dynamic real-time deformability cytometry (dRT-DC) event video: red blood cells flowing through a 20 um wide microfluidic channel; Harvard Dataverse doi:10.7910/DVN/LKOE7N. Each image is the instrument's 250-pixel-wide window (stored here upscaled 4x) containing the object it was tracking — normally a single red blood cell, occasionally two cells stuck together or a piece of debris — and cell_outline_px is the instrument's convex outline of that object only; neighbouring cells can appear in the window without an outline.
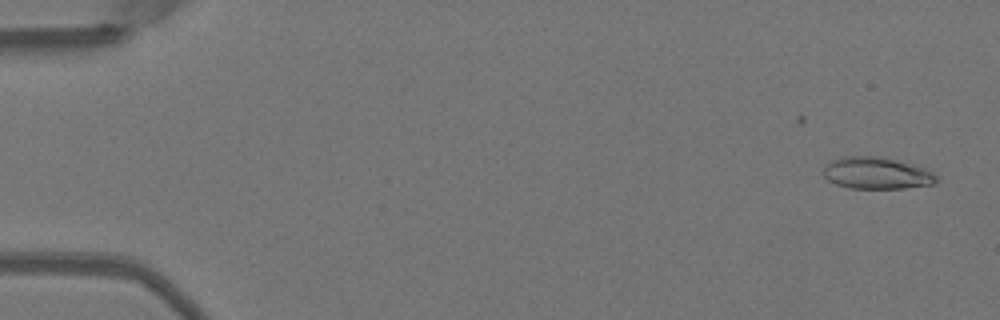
{"species": "Egyptian fruit bat (a non-hibernating species)", "species_latin": "Rousettus aegyptiacus", "temperature_condition": "warm", "stored_images_in_passage": 50, "camera_frame_rate_fps": 3000, "um_per_image_px": 0.085, "animal": {"sex": "female"}, "frame": {"image": 1, "passage_image": 1, "time_ms": 0.0, "image_size_px": [1000, 320], "cell_outline_px": [[940, 180], [936, 184], [904, 188], [848, 188], [836, 184], [828, 180], [824, 176], [824, 168], [832, 160], [844, 156], [876, 156], [896, 160], [924, 168], [932, 172]], "centroid_in_image_um": [74.53, 14.73], "position_along_channel_um": 10.5, "area_um2": 20.87}}
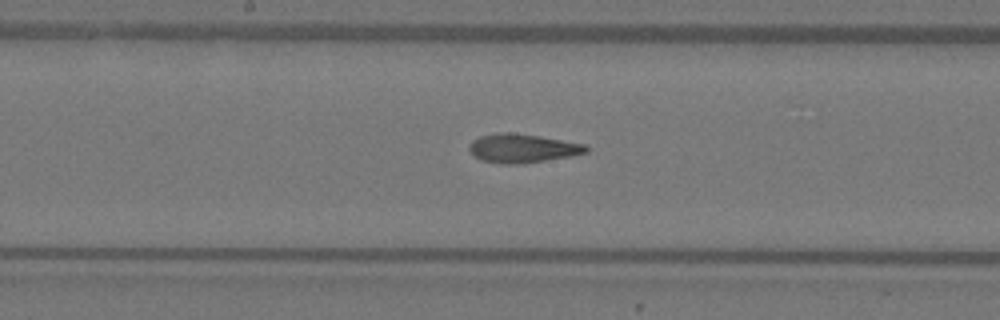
{"frame": {"image": 2, "passage_image": 26, "time_ms": 8.333, "image_size_px": [1000, 320], "cell_outline_px": [[588, 152], [572, 156], [524, 164], [500, 164], [480, 160], [468, 148], [472, 140], [480, 136], [500, 132], [508, 132], [536, 136], [588, 144]], "centroid_in_image_um": [44.43, 12.62], "position_along_channel_um": 203.8, "area_um2": 19.65}}
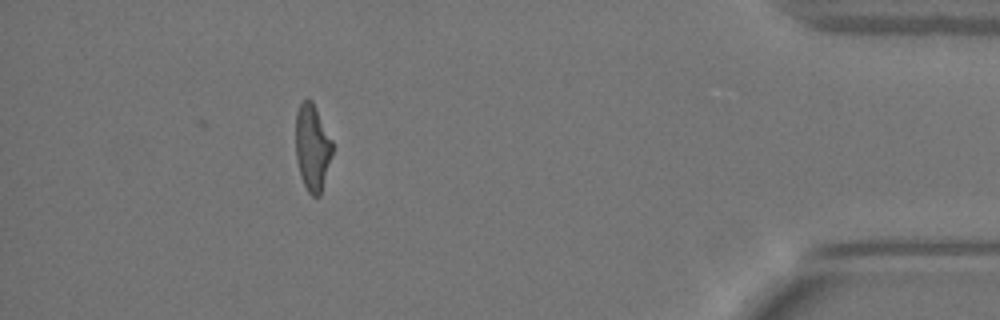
{"frame": {"image": 3, "passage_image": 45, "time_ms": 14.667, "image_size_px": [1000, 320], "cell_outline_px": [[332, 156], [320, 196], [312, 196], [308, 192], [300, 176], [296, 156], [296, 112], [300, 104], [308, 96], [312, 100], [332, 140]], "centroid_in_image_um": [26.55, 12.52], "position_along_channel_um": 408.7, "area_um2": 18.55}, "authors_computed_cell_mechanics": {"area_um2": 19.4786, "velocity_mm_per_s": 4.0345, "shape_relaxation_time_tau1_ms": null, "shape_relaxation_time_tau2_ms": 2.7687, "deformation_change_tau1": null, "deformation_change_tau2": 0.1153}}